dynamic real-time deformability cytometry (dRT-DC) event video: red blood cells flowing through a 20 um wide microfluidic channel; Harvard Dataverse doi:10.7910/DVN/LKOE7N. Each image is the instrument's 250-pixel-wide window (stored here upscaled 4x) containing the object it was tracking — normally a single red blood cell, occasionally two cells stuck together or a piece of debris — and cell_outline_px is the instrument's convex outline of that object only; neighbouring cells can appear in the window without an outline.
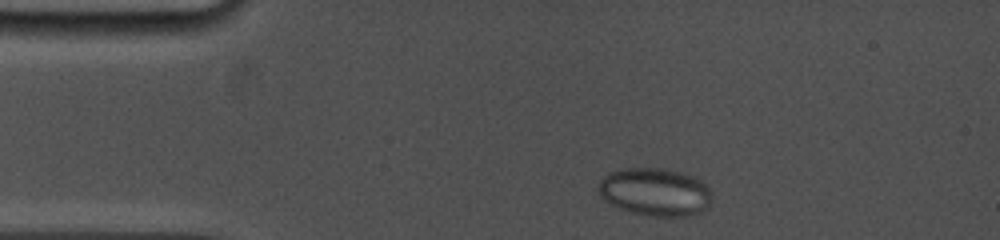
{"species": "common noctule bat (a hibernating species)", "species_latin": "Nyctalus noctula", "temperature_condition": "cold", "stored_images_in_passage": 13, "camera_frame_rate_fps": 5000, "um_per_image_px": 0.085, "animal": {"sex": "female", "body_mass_g": 19.0, "forearm_length_mm": 53.3}, "frame": {"image": 1, "passage_image": 1, "time_ms": 0.0, "image_size_px": [1000, 240], "cell_outline_px": [[712, 200], [708, 208], [700, 212], [688, 216], [648, 216], [632, 212], [620, 208], [604, 200], [600, 196], [596, 188], [600, 180], [608, 172], [624, 168], [664, 168], [680, 172], [692, 176], [700, 180], [708, 188], [712, 196]], "centroid_in_image_um": [55.66, 16.31], "position_along_channel_um": 29.3, "area_um2": 31.91}}
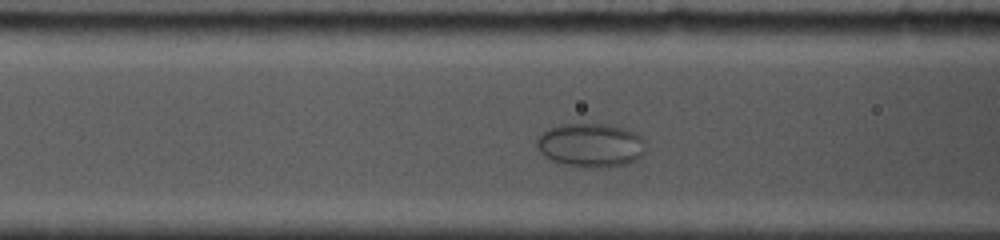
{"frame": {"image": 2, "passage_image": 10, "time_ms": 3.8, "image_size_px": [1000, 240], "cell_outline_px": [[644, 152], [636, 160], [628, 164], [600, 168], [588, 168], [568, 164], [552, 160], [544, 156], [536, 148], [536, 140], [548, 128], [556, 124], [608, 124], [624, 128], [636, 132], [644, 140]], "centroid_in_image_um": [50.21, 12.33], "position_along_channel_um": 116.4, "area_um2": 27.98}}
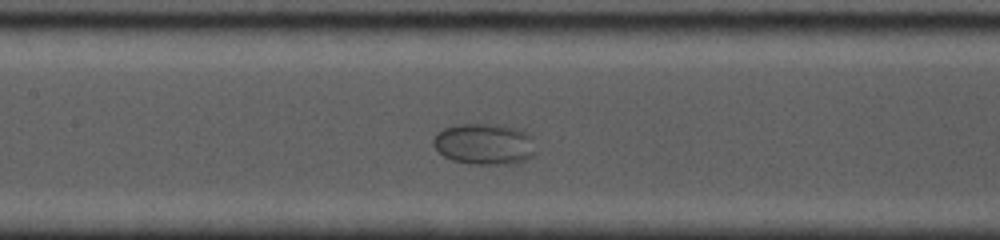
{"frame": {"image": 3, "passage_image": 13, "time_ms": 5.2, "image_size_px": [1000, 240], "cell_outline_px": [[536, 152], [528, 160], [516, 164], [468, 164], [452, 160], [444, 156], [432, 144], [432, 140], [444, 128], [460, 124], [500, 124], [520, 128], [532, 136]], "centroid_in_image_um": [41.23, 12.25], "position_along_channel_um": 166.2, "area_um2": 24.97}}